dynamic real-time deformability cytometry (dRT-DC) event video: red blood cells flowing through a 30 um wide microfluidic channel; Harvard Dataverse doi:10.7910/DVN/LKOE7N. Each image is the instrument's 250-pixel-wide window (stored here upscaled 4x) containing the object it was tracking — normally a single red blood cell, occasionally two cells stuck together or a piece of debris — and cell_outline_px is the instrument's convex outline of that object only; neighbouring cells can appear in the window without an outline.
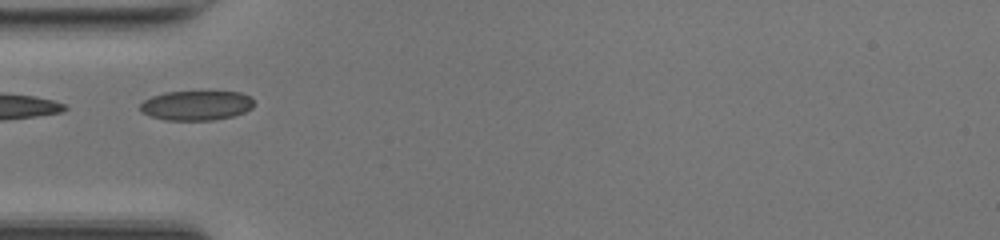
{"species": "common noctule bat (a hibernating species)", "species_latin": "Nyctalus noctula", "temperature_condition": "room temperature", "stored_images_in_passage": 8, "camera_frame_rate_fps": 3000, "um_per_image_px": 0.085, "animal": {"sex": "female", "body_mass_g": 17.0, "forearm_length_mm": 48.0}, "frame": {"image": 1, "passage_image": 1, "time_ms": 0.0, "image_size_px": [1000, 240], "cell_outline_px": [[252, 108], [244, 112], [232, 116], [212, 120], [164, 120], [148, 116], [140, 108], [140, 104], [144, 100], [152, 96], [164, 92], [240, 92], [248, 96], [252, 100]], "centroid_in_image_um": [16.65, 8.97], "position_along_channel_um": 68.4, "area_um2": 19.48}}
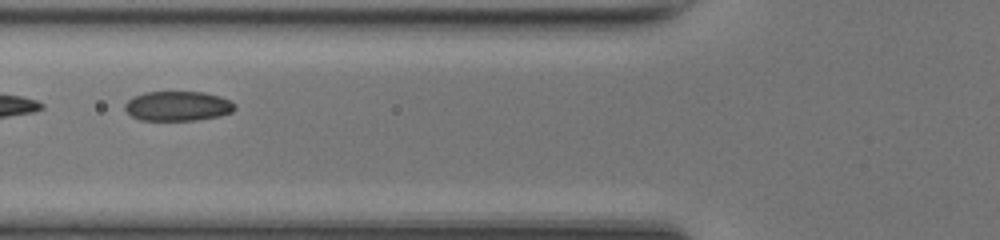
{"frame": {"image": 2, "passage_image": 4, "time_ms": 1.0, "image_size_px": [1000, 240], "cell_outline_px": [[236, 108], [232, 112], [220, 116], [196, 120], [140, 120], [132, 116], [124, 108], [124, 104], [132, 96], [144, 92], [204, 92], [220, 96], [236, 104]], "centroid_in_image_um": [15.11, 9.01], "position_along_channel_um": 110.7, "area_um2": 19.13}}